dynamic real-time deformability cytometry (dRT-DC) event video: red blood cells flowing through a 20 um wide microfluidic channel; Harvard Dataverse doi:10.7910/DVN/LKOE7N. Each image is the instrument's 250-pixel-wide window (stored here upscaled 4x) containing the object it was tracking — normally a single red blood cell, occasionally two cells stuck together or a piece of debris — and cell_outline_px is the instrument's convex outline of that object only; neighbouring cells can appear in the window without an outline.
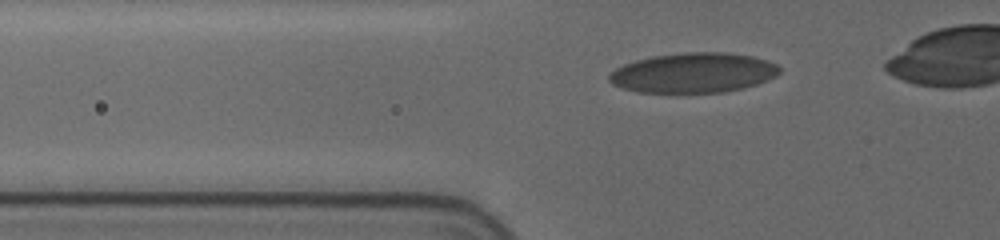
{"species": "human", "species_latin": "Homo sapiens", "temperature_condition": "cold", "stored_images_in_passage": 37, "camera_frame_rate_fps": 3000, "um_per_image_px": 0.085, "donor": {"sex": "female"}, "frame": {"image": 1, "passage_image": 6, "time_ms": 1.667, "image_size_px": [1000, 240], "cell_outline_px": [[780, 72], [776, 76], [768, 80], [744, 88], [724, 92], [636, 92], [612, 84], [608, 80], [608, 76], [616, 68], [624, 64], [636, 60], [652, 56], [684, 52], [728, 52], [752, 56], [768, 60], [776, 64], [780, 68]], "centroid_in_image_um": [58.96, 6.18], "position_along_channel_um": 66.8, "area_um2": 39.71}}
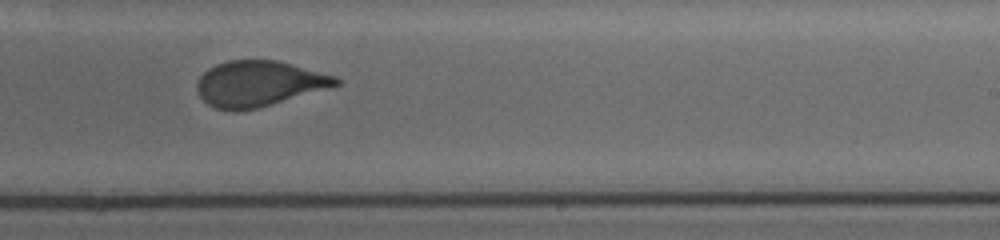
{"frame": {"image": 2, "passage_image": 23, "time_ms": 7.333, "image_size_px": [1000, 240], "cell_outline_px": [[340, 84], [256, 108], [236, 112], [232, 112], [216, 108], [208, 104], [200, 96], [196, 88], [196, 84], [200, 76], [208, 68], [216, 64], [228, 60], [276, 60], [336, 76], [340, 80]], "centroid_in_image_um": [21.94, 7.1], "position_along_channel_um": 267.1, "area_um2": 36.47}}
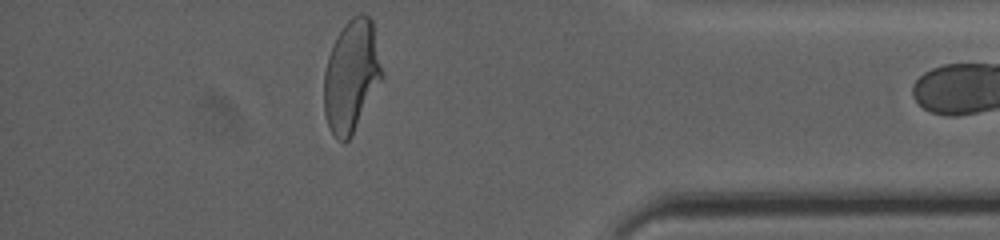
{"frame": {"image": 3, "passage_image": 36, "time_ms": 11.667, "image_size_px": [1000, 240], "cell_outline_px": [[384, 76], [352, 136], [344, 144], [336, 140], [328, 124], [324, 112], [324, 72], [328, 56], [332, 44], [344, 24], [352, 16], [360, 12], [364, 12], [372, 20]], "centroid_in_image_um": [29.87, 6.46], "position_along_channel_um": 405.3, "area_um2": 38.21}}